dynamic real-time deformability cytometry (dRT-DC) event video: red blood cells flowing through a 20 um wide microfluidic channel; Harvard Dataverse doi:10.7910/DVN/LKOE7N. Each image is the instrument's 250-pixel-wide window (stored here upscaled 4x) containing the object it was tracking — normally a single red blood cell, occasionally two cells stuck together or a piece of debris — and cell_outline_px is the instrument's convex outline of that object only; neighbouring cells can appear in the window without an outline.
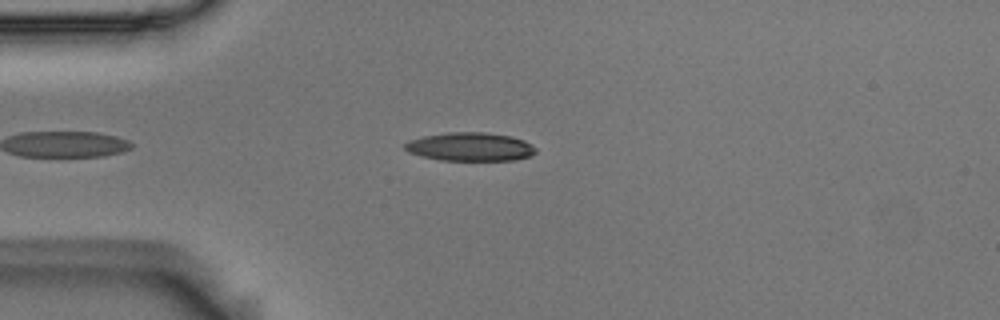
{"species": "Egyptian fruit bat (a non-hibernating species)", "species_latin": "Rousettus aegyptiacus", "temperature_condition": "room temperature", "stored_images_in_passage": 42, "camera_frame_rate_fps": 3000, "um_per_image_px": 0.085, "animal": {"sex": "male"}, "frame": {"image": 1, "passage_image": 4, "time_ms": 1.0, "image_size_px": [1000, 320], "cell_outline_px": [[536, 152], [532, 156], [516, 160], [440, 160], [420, 156], [408, 152], [404, 148], [404, 144], [408, 140], [424, 136], [448, 132], [484, 132], [508, 136], [524, 140], [536, 148]], "centroid_in_image_um": [39.95, 12.48], "position_along_channel_um": 45.0, "area_um2": 21.79}}
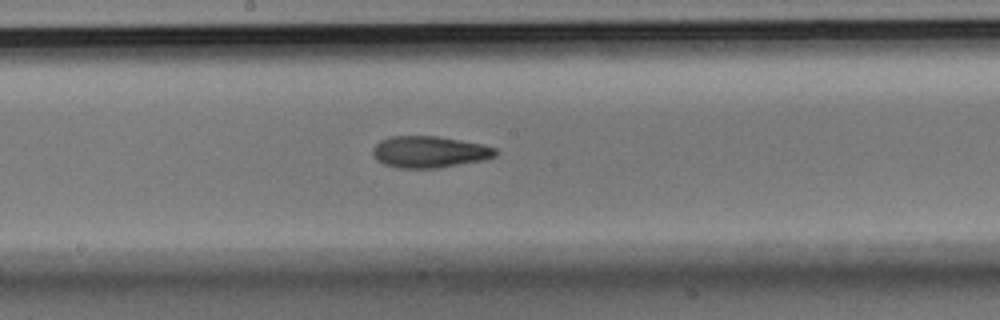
{"frame": {"image": 2, "passage_image": 19, "time_ms": 6.0, "image_size_px": [1000, 320], "cell_outline_px": [[496, 156], [480, 160], [436, 168], [396, 168], [384, 164], [376, 160], [372, 152], [372, 148], [380, 140], [392, 136], [436, 136], [484, 144], [496, 148]], "centroid_in_image_um": [36.45, 12.9], "position_along_channel_um": 211.7, "area_um2": 22.48}}
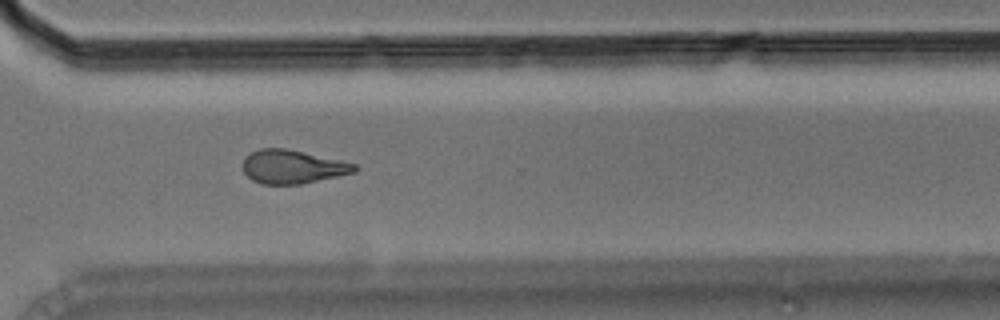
{"frame": {"image": 3, "passage_image": 30, "time_ms": 9.667, "image_size_px": [1000, 320], "cell_outline_px": [[356, 172], [300, 184], [260, 184], [252, 180], [244, 172], [244, 160], [252, 152], [260, 148], [284, 148], [340, 160], [356, 164]], "centroid_in_image_um": [24.86, 14.18], "position_along_channel_um": 345.7, "area_um2": 21.5}, "authors_computed_cell_mechanics": {"area_um2": 22.542, "velocity_mm_per_s": 3.6651, "shape_relaxation_time_tau1_ms": 8.4007, "shape_relaxation_time_tau2_ms": 6.0815, "deformation_change_tau1": 0.2095, "deformation_change_tau2": 0.1597}}